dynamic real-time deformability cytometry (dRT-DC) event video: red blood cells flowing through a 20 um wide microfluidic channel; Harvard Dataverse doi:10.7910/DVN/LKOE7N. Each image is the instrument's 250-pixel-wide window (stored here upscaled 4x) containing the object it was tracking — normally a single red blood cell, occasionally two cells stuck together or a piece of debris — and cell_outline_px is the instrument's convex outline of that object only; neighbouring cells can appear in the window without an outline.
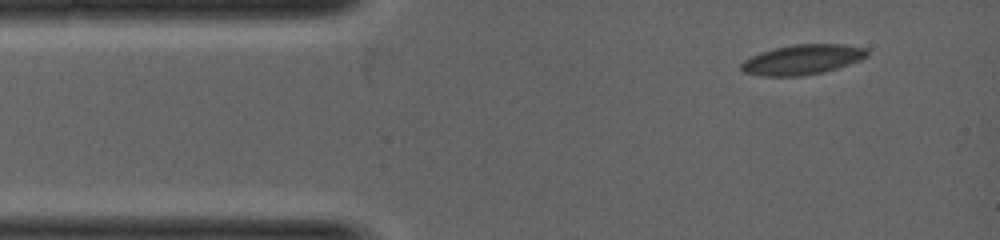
{"species": "common noctule bat (a hibernating species)", "species_latin": "Nyctalus noctula", "temperature_condition": "warm", "stored_images_in_passage": 34, "camera_frame_rate_fps": 5000, "um_per_image_px": 0.085, "animal": {"sex": "female", "body_mass_g": 19.0, "forearm_length_mm": 53.3}, "frame": {"image": 1, "passage_image": 1, "time_ms": 0.0, "image_size_px": [1000, 240], "cell_outline_px": [[868, 56], [860, 60], [824, 72], [804, 76], [760, 76], [744, 72], [740, 68], [740, 64], [744, 60], [760, 52], [776, 48], [796, 44], [844, 44], [868, 48]], "centroid_in_image_um": [68.21, 5.07], "position_along_channel_um": 16.8, "area_um2": 22.02}}
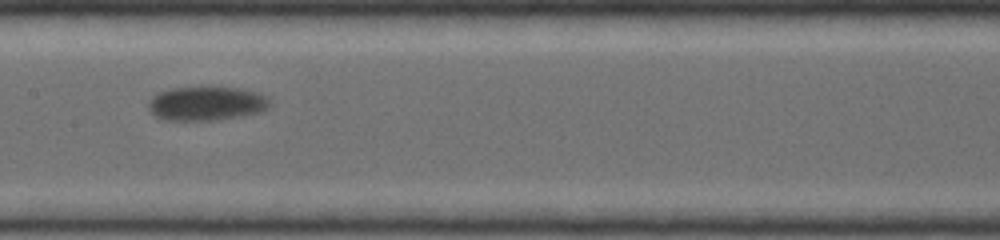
{"frame": {"image": 2, "passage_image": 15, "time_ms": 2.8, "image_size_px": [1000, 240], "cell_outline_px": [[272, 104], [268, 108], [260, 112], [216, 120], [164, 120], [156, 116], [148, 108], [148, 100], [152, 96], [160, 92], [172, 88], [200, 84], [236, 88], [268, 96]], "centroid_in_image_um": [17.52, 8.76], "position_along_channel_um": 189.9, "area_um2": 24.68}}
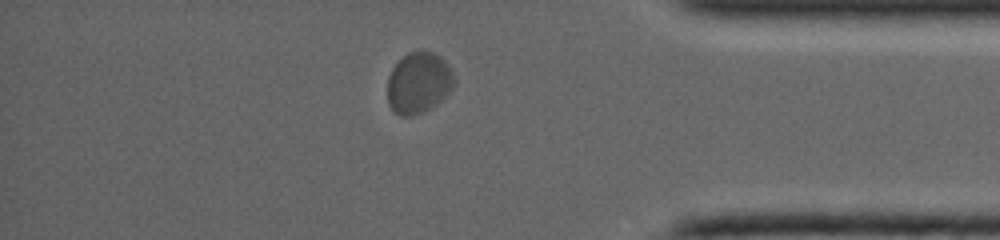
{"frame": {"image": 3, "passage_image": 29, "time_ms": 5.6, "image_size_px": [1000, 240], "cell_outline_px": [[452, 88], [436, 104], [424, 112], [412, 116], [400, 116], [388, 104], [388, 76], [392, 68], [408, 52], [432, 52], [440, 56], [448, 64], [452, 72]], "centroid_in_image_um": [35.55, 7.05], "position_along_channel_um": 399.6, "area_um2": 23.35}}